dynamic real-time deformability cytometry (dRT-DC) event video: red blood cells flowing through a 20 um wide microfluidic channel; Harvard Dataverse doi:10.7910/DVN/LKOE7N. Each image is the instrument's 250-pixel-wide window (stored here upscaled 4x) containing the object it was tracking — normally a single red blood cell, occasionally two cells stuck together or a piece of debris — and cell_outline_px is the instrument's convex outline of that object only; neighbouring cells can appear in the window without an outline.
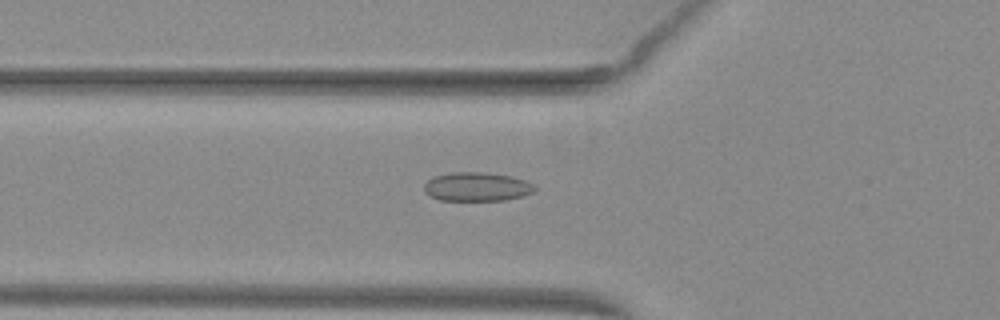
{"species": "common noctule bat (a hibernating species)", "species_latin": "Nyctalus noctula", "temperature_condition": "warm", "stored_images_in_passage": 43, "camera_frame_rate_fps": 3000, "um_per_image_px": 0.085, "animal": {"sex": "female", "body_mass_g": 29.2, "forearm_length_mm": 56.3}, "frame": {"image": 1, "passage_image": 10, "time_ms": 3.0, "image_size_px": [1000, 320], "cell_outline_px": [[536, 188], [532, 192], [520, 196], [504, 200], [440, 200], [424, 192], [424, 184], [432, 176], [452, 172], [480, 172], [512, 176], [524, 180], [532, 184]], "centroid_in_image_um": [40.49, 15.86], "position_along_channel_um": 85.3, "area_um2": 18.44}}
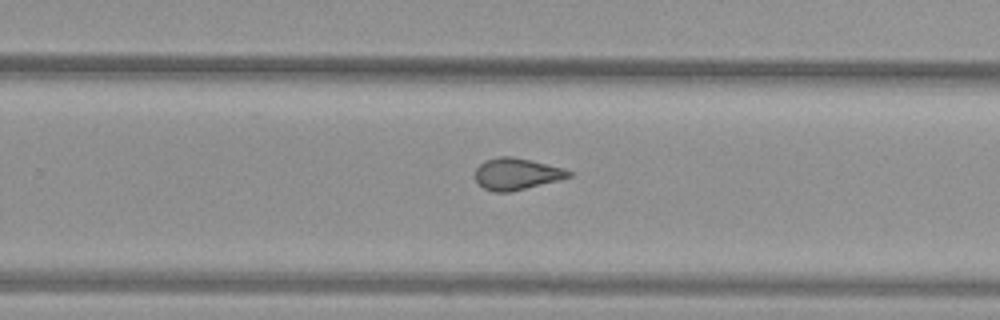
{"frame": {"image": 2, "passage_image": 25, "time_ms": 8.0, "image_size_px": [1000, 320], "cell_outline_px": [[572, 176], [560, 180], [512, 192], [492, 192], [476, 184], [476, 168], [484, 160], [500, 156], [512, 156], [564, 168], [572, 172]], "centroid_in_image_um": [43.9, 14.8], "position_along_channel_um": 285.9, "area_um2": 17.46}}
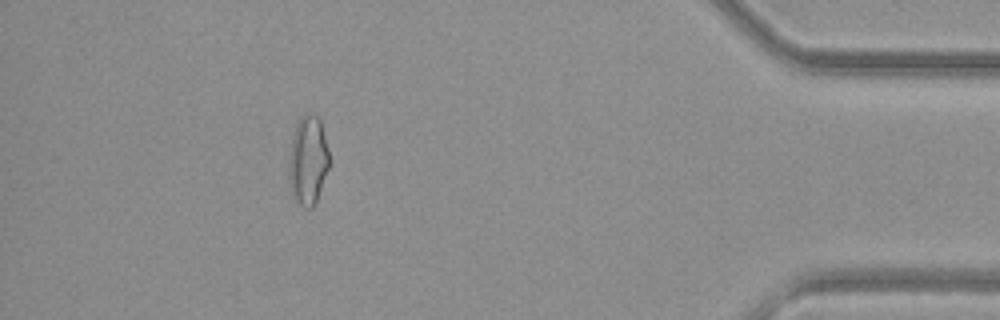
{"frame": {"image": 3, "passage_image": 38, "time_ms": 12.333, "image_size_px": [1000, 320], "cell_outline_px": [[328, 168], [316, 200], [312, 208], [304, 208], [292, 196], [288, 180], [288, 164], [292, 136], [296, 124], [300, 116], [308, 112], [316, 116], [320, 120], [328, 148]], "centroid_in_image_um": [26.14, 13.62], "position_along_channel_um": 409.1, "area_um2": 20.92}, "authors_computed_cell_mechanics": {"area_um2": 18.4382, "velocity_mm_per_s": 4.0156, "shape_relaxation_time_tau1_ms": null, "shape_relaxation_time_tau2_ms": 1.6821, "deformation_change_tau1": null, "deformation_change_tau2": 0.0741}}